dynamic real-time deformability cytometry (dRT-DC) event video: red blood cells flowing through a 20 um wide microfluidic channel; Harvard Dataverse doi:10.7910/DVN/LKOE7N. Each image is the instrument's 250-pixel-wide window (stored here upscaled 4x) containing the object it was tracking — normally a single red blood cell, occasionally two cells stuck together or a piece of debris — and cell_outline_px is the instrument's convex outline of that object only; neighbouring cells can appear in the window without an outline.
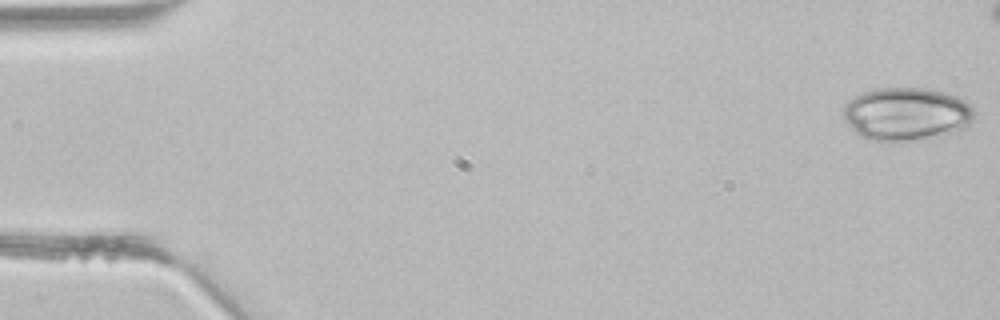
{"species": "common noctule bat (a hibernating species)", "species_latin": "Nyctalus noctula", "temperature_condition": "room temperature", "stored_images_in_passage": 4, "camera_frame_rate_fps": 3000, "um_per_image_px": 0.085, "animal": {"sex": "male", "body_mass_g": 21.5, "forearm_length_mm": 52.0}, "frame": {"image": 1, "passage_image": 1, "time_ms": 0.0, "image_size_px": [1000, 320], "cell_outline_px": [[976, 112], [968, 128], [952, 132], [892, 144], [868, 140], [860, 136], [848, 124], [844, 116], [844, 104], [856, 96], [864, 92], [876, 88], [924, 88], [944, 92], [956, 96], [964, 100]], "centroid_in_image_um": [77.04, 9.71], "position_along_channel_um": 8.0, "area_um2": 40.69}}